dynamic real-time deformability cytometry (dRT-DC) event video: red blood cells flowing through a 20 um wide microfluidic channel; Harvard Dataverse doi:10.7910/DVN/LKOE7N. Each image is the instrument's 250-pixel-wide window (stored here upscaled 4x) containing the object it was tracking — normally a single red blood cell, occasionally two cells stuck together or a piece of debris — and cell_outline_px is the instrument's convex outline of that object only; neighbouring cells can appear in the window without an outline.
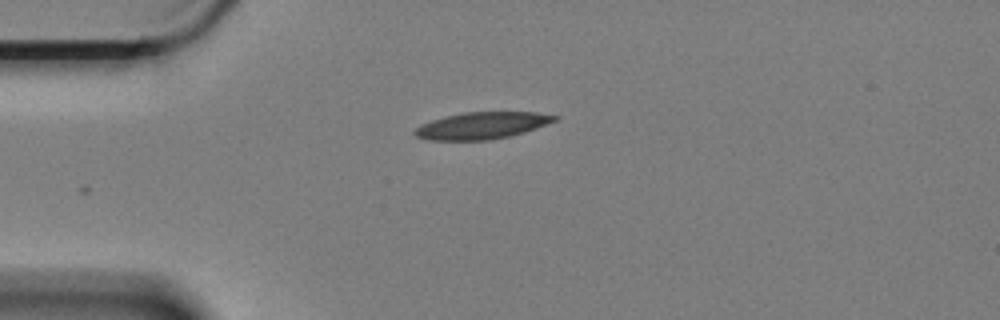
{"species": "Egyptian fruit bat (a non-hibernating species)", "species_latin": "Rousettus aegyptiacus", "temperature_condition": "cold", "stored_images_in_passage": 7, "camera_frame_rate_fps": 3000, "um_per_image_px": 0.085, "animal": {"sex": "female"}, "frame": {"image": 1, "passage_image": 1, "time_ms": 0.0, "image_size_px": [1000, 320], "cell_outline_px": [[560, 116], [556, 120], [536, 128], [512, 136], [488, 140], [432, 140], [416, 136], [412, 132], [416, 128], [432, 120], [464, 112], [536, 112]], "centroid_in_image_um": [41.0, 10.67], "position_along_channel_um": 44.0, "area_um2": 21.68}}